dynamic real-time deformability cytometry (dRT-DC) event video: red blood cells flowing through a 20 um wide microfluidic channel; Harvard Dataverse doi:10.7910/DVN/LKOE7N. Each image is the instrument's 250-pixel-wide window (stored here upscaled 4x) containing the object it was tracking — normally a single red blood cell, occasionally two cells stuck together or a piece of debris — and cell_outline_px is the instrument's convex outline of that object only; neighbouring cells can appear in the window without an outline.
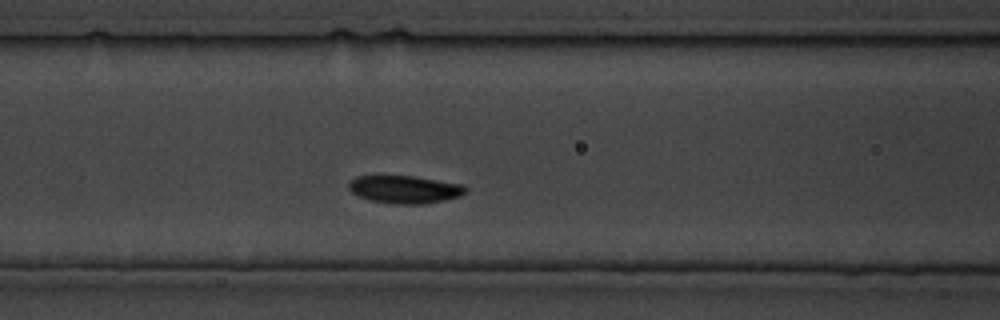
{"species": "common noctule bat (a hibernating species)", "species_latin": "Nyctalus noctula", "temperature_condition": "cold", "stored_images_in_passage": 19, "camera_frame_rate_fps": 3000, "um_per_image_px": 0.085, "animal": {"sex": "male", "body_mass_g": 19.5, "forearm_length_mm": 54.6}, "frame": {"image": 1, "passage_image": 8, "time_ms": 8.0, "image_size_px": [1000, 320], "cell_outline_px": [[468, 192], [460, 196], [444, 200], [424, 204], [392, 204], [368, 200], [352, 192], [348, 188], [348, 184], [356, 176], [412, 176], [464, 184], [468, 188]], "centroid_in_image_um": [34.44, 16.1], "position_along_channel_um": 132.2, "area_um2": 19.02}}
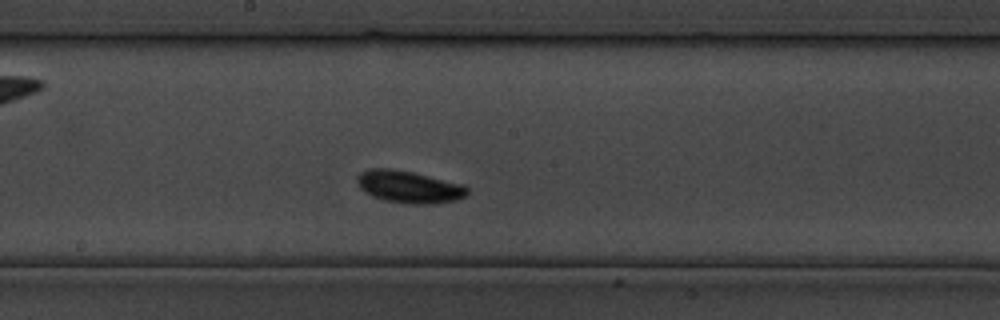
{"frame": {"image": 2, "passage_image": 12, "time_ms": 13.333, "image_size_px": [1000, 320], "cell_outline_px": [[468, 192], [464, 196], [456, 200], [432, 204], [412, 204], [384, 200], [372, 196], [360, 188], [356, 180], [356, 176], [360, 172], [368, 168], [392, 168], [412, 172], [464, 184], [468, 188]], "centroid_in_image_um": [34.74, 15.87], "position_along_channel_um": 213.5, "area_um2": 20.75}}
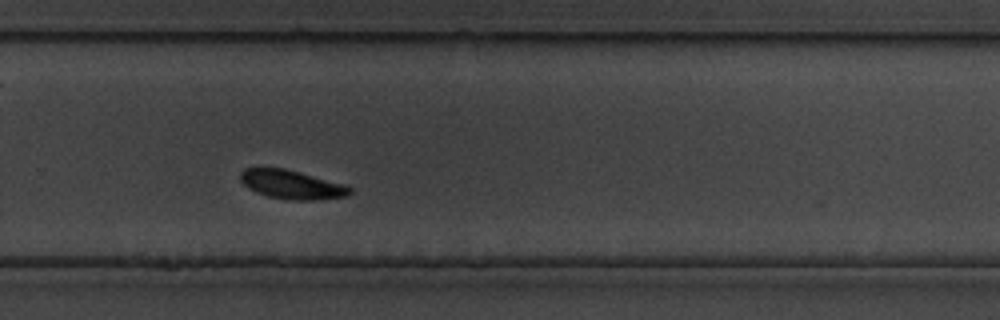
{"frame": {"image": 3, "passage_image": 17, "time_ms": 19.333, "image_size_px": [1000, 320], "cell_outline_px": [[352, 192], [348, 196], [320, 200], [292, 200], [268, 196], [248, 188], [240, 180], [240, 172], [244, 168], [256, 164], [284, 168], [300, 172], [344, 184], [352, 188]], "centroid_in_image_um": [24.74, 15.64], "position_along_channel_um": 305.1, "area_um2": 18.96}}